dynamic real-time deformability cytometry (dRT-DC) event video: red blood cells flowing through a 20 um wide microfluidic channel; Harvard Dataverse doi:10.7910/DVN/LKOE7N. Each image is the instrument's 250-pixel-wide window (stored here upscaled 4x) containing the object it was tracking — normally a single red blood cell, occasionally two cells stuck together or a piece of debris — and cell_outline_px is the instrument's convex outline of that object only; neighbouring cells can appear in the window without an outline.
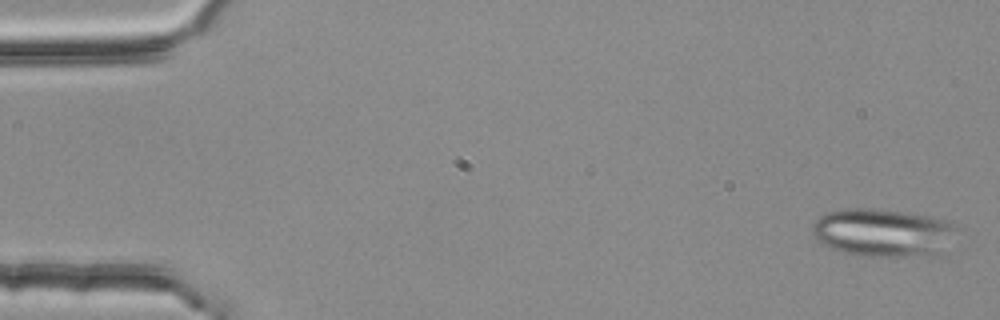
{"species": "common noctule bat (a hibernating species)", "species_latin": "Nyctalus noctula", "temperature_condition": "room temperature", "stored_images_in_passage": 4, "camera_frame_rate_fps": 3000, "um_per_image_px": 0.085, "animal": {"sex": "female", "body_mass_g": 25.1}, "frame": {"image": 1, "passage_image": 1, "time_ms": 0.0, "image_size_px": [1000, 320], "cell_outline_px": [[956, 228], [940, 256], [856, 256], [832, 248], [816, 240], [812, 236], [812, 224], [824, 212], [840, 208], [876, 208], [932, 216], [956, 224]], "centroid_in_image_um": [75.01, 19.77], "position_along_channel_um": 10.0, "area_um2": 40.92}}